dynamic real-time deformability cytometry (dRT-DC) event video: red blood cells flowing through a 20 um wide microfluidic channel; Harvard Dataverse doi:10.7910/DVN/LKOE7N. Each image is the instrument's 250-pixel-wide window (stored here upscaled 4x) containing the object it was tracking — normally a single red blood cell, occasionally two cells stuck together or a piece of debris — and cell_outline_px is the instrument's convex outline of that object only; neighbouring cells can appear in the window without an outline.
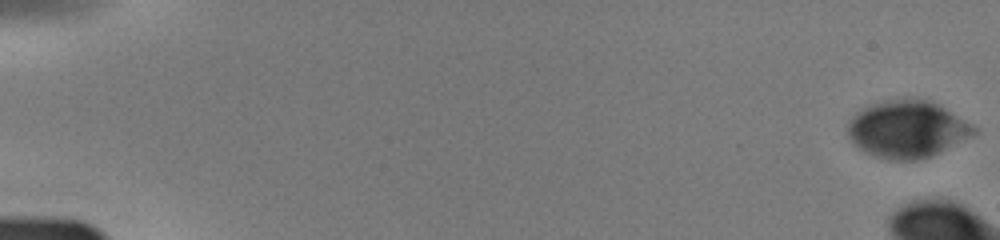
{"species": "human", "species_latin": "Homo sapiens", "temperature_condition": "warm", "stored_images_in_passage": 7, "camera_frame_rate_fps": 3000, "um_per_image_px": 0.085, "donor": {"sex": "male"}, "frame": {"image": 1, "passage_image": 1, "time_ms": 0.0, "image_size_px": [1000, 240], "cell_outline_px": [[976, 132], [972, 136], [932, 156], [916, 160], [888, 160], [864, 152], [848, 136], [848, 120], [856, 112], [864, 108], [888, 100], [928, 100], [940, 104], [972, 124], [976, 128]], "centroid_in_image_um": [77.13, 11.0], "position_along_channel_um": 7.9, "area_um2": 41.56}}